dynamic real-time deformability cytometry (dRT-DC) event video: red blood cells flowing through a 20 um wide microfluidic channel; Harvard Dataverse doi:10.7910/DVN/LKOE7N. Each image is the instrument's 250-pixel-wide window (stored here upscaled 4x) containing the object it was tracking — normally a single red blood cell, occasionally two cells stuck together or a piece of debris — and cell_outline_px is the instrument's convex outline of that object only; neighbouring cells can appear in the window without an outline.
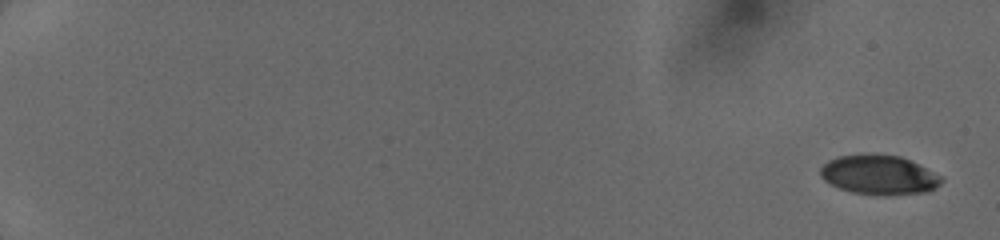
{"species": "human", "species_latin": "Homo sapiens", "temperature_condition": "cold", "stored_images_in_passage": 9, "camera_frame_rate_fps": 3000, "um_per_image_px": 0.085, "donor": {"sex": "female"}, "frame": {"image": 1, "passage_image": 1, "time_ms": 0.0, "image_size_px": [1000, 240], "cell_outline_px": [[944, 180], [940, 184], [928, 192], [876, 196], [852, 192], [840, 188], [824, 180], [820, 176], [820, 168], [828, 160], [836, 156], [860, 152], [876, 152], [900, 156], [944, 176]], "centroid_in_image_um": [74.71, 14.83], "position_along_channel_um": 10.3, "area_um2": 28.61}}
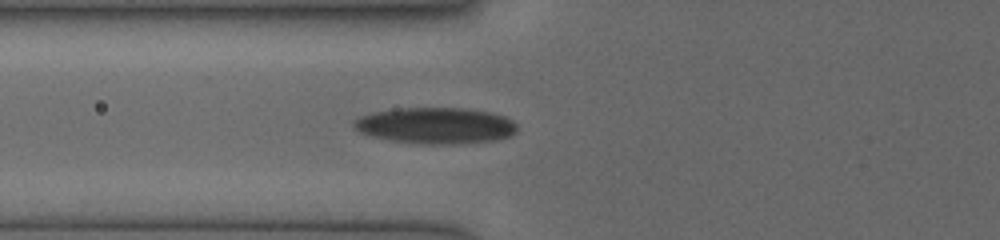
{"frame": {"image": 2, "passage_image": 9, "time_ms": 7.0, "image_size_px": [1000, 240], "cell_outline_px": [[520, 128], [512, 136], [500, 140], [464, 144], [420, 144], [392, 140], [372, 136], [360, 132], [352, 128], [352, 124], [360, 116], [372, 112], [396, 108], [468, 108], [492, 112], [504, 116], [512, 120]], "centroid_in_image_um": [37.1, 10.68], "position_along_channel_um": 88.7, "area_um2": 35.08}}